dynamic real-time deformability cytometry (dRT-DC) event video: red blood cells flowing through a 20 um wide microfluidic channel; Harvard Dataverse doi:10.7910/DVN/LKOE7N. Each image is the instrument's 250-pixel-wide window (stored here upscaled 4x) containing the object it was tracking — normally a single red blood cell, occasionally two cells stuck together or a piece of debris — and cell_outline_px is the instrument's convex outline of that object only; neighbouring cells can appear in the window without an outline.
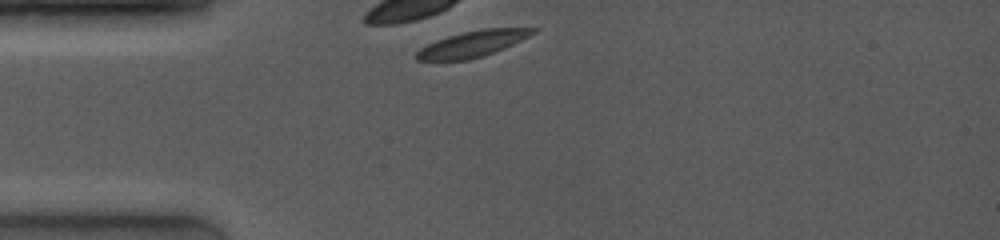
{"species": "common noctule bat (a hibernating species)", "species_latin": "Nyctalus noctula", "temperature_condition": "room temperature", "stored_images_in_passage": 2, "camera_frame_rate_fps": 4000, "um_per_image_px": 0.085, "animal": {"sex": "female", "body_mass_g": 19.0, "forearm_length_mm": 53.3}, "frame": {"image": 1, "passage_image": 1, "time_ms": 0.0, "image_size_px": [1000, 240], "cell_outline_px": [[540, 28], [536, 32], [504, 48], [468, 60], [416, 60], [412, 56], [420, 48], [436, 40], [448, 36], [464, 32], [484, 28]], "centroid_in_image_um": [40.12, 3.72], "position_along_channel_um": 44.9, "area_um2": 17.4}}